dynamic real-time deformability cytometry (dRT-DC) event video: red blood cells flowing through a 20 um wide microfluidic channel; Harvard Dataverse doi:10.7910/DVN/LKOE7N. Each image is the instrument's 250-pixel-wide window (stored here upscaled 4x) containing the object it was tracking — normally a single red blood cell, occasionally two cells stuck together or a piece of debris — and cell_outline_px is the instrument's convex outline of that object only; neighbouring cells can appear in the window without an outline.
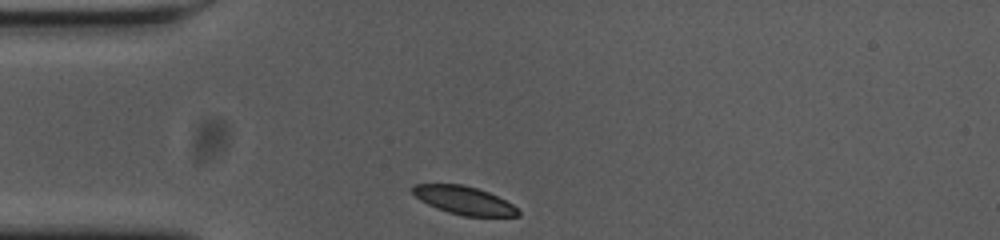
{"species": "common noctule bat (a hibernating species)", "species_latin": "Nyctalus noctula", "temperature_condition": "cold", "stored_images_in_passage": 32, "camera_frame_rate_fps": 3000, "um_per_image_px": 0.085, "animal": {"sex": "female", "body_mass_g": 23.0, "forearm_length_mm": 53.4}, "frame": {"image": 1, "passage_image": 1, "time_ms": 0.0, "image_size_px": [1000, 240], "cell_outline_px": [[520, 216], [464, 216], [448, 212], [436, 208], [420, 200], [412, 192], [412, 184], [464, 184], [488, 192], [512, 204], [520, 212]], "centroid_in_image_um": [39.42, 17.02], "position_along_channel_um": 45.6, "area_um2": 17.17}}
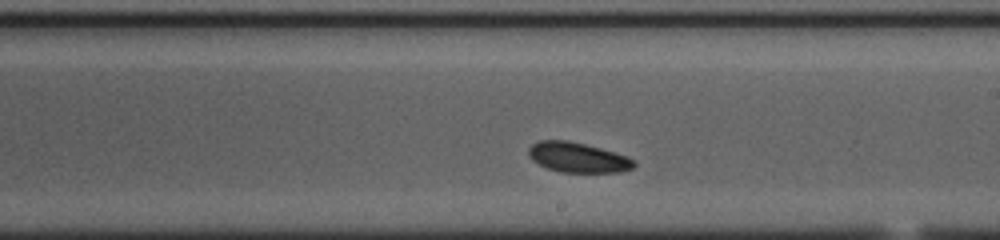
{"frame": {"image": 2, "passage_image": 19, "time_ms": 6.0, "image_size_px": [1000, 240], "cell_outline_px": [[636, 164], [632, 168], [620, 172], [560, 172], [548, 168], [532, 160], [528, 156], [528, 148], [532, 144], [540, 140], [568, 140], [600, 148], [628, 156], [636, 160]], "centroid_in_image_um": [49.12, 13.38], "position_along_channel_um": 239.9, "area_um2": 18.44}}
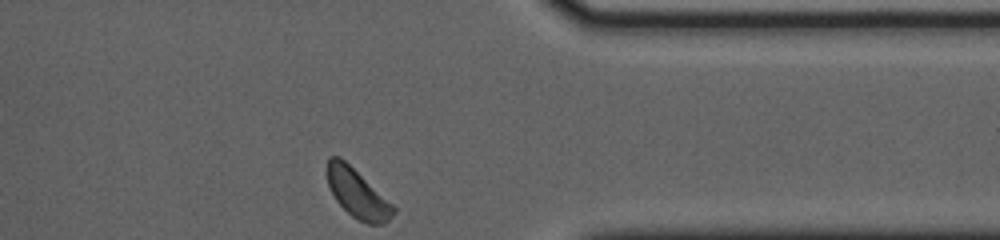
{"frame": {"image": 3, "passage_image": 32, "time_ms": 10.333, "image_size_px": [1000, 240], "cell_outline_px": [[396, 212], [384, 224], [368, 224], [352, 216], [336, 200], [328, 184], [328, 156], [340, 156], [392, 204], [396, 208]], "centroid_in_image_um": [30.39, 16.46], "position_along_channel_um": 381.0, "area_um2": 18.26}, "authors_computed_cell_mechanics": {"area_um2": 18.6694, "velocity_mm_per_s": 3.5307, "shape_relaxation_time_tau1_ms": null, "shape_relaxation_time_tau2_ms": 7.2881, "deformation_change_tau1": null, "deformation_change_tau2": 0.095}}